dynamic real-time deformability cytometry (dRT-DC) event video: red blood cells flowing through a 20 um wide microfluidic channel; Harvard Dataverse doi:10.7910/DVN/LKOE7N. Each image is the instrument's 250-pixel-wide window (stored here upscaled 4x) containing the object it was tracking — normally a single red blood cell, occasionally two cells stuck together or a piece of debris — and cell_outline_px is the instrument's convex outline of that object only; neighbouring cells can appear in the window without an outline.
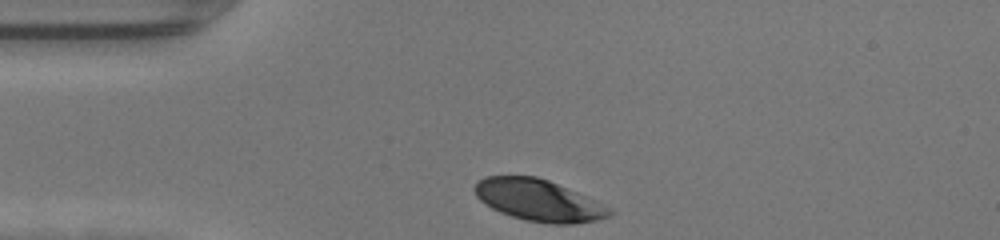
{"species": "human", "species_latin": "Homo sapiens", "temperature_condition": "warm", "stored_images_in_passage": 28, "camera_frame_rate_fps": 3000, "um_per_image_px": 0.085, "donor": {"sex": "female"}, "frame": {"image": 1, "passage_image": 1, "time_ms": 0.0, "image_size_px": [1000, 240], "cell_outline_px": [[612, 216], [596, 220], [576, 224], [552, 224], [524, 220], [500, 212], [484, 204], [476, 196], [472, 188], [484, 176], [536, 176], [548, 180], [588, 196], [608, 208], [612, 212]], "centroid_in_image_um": [45.76, 17.03], "position_along_channel_um": 39.2, "area_um2": 32.71}}
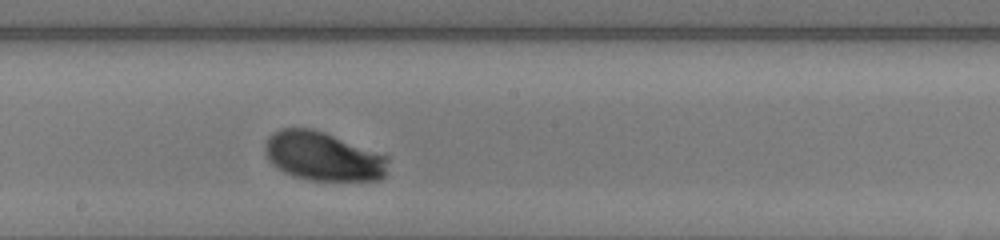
{"frame": {"image": 2, "passage_image": 16, "time_ms": 5.0, "image_size_px": [1000, 240], "cell_outline_px": [[388, 160], [384, 176], [380, 180], [308, 180], [292, 176], [276, 168], [268, 160], [264, 148], [268, 136], [272, 132], [280, 128], [312, 128], [324, 132], [388, 156]], "centroid_in_image_um": [27.41, 13.29], "position_along_channel_um": 220.8, "area_um2": 35.08}}
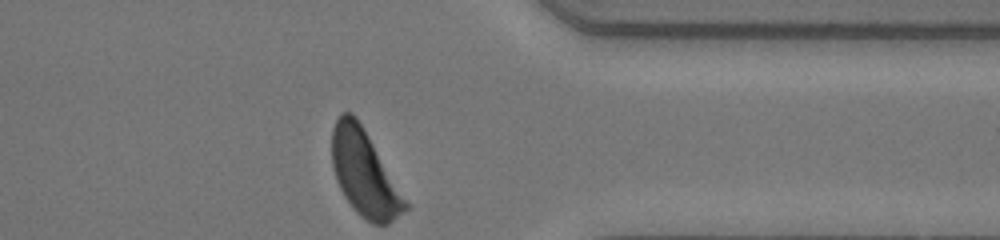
{"frame": {"image": 3, "passage_image": 28, "time_ms": 9.0, "image_size_px": [1000, 240], "cell_outline_px": [[408, 208], [388, 224], [372, 224], [360, 216], [352, 208], [344, 196], [336, 180], [332, 168], [332, 128], [340, 112], [352, 112], [356, 116], [368, 136], [408, 204]], "centroid_in_image_um": [30.92, 14.73], "position_along_channel_um": 380.5, "area_um2": 36.01}, "authors_computed_cell_mechanics": {"area_um2": 35.4025, "velocity_mm_per_s": 4.2459, "shape_relaxation_time_tau1_ms": 1.9911, "shape_relaxation_time_tau2_ms": null, "deformation_change_tau1": 0.1408, "deformation_change_tau2": null}}